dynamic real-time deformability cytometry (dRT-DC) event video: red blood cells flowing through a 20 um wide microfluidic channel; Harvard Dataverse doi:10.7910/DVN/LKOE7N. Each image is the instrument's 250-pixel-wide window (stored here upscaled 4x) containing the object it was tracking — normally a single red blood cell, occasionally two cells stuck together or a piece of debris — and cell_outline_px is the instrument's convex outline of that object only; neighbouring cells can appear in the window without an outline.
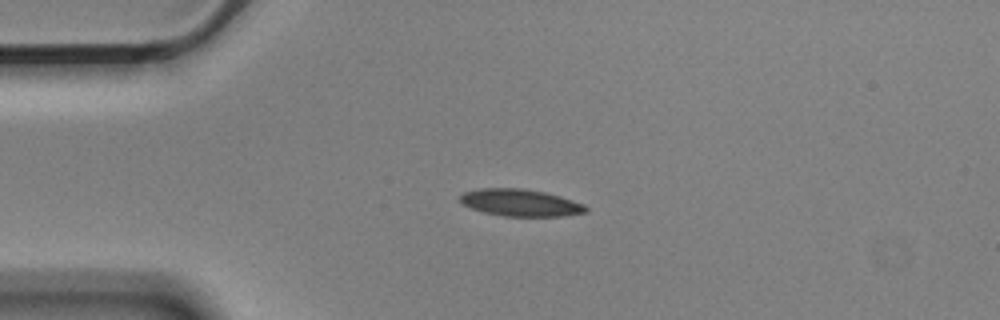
{"species": "Egyptian fruit bat (a non-hibernating species)", "species_latin": "Rousettus aegyptiacus", "temperature_condition": "cold", "stored_images_in_passage": 3, "camera_frame_rate_fps": 3000, "um_per_image_px": 0.085, "animal": {"sex": "male"}, "frame": {"image": 1, "passage_image": 3, "time_ms": 0.667, "image_size_px": [1000, 320], "cell_outline_px": [[588, 212], [564, 216], [504, 216], [484, 212], [472, 208], [464, 204], [460, 200], [460, 196], [464, 192], [480, 188], [524, 188], [544, 192], [560, 196], [584, 204], [588, 208]], "centroid_in_image_um": [44.27, 17.23], "position_along_channel_um": 40.7, "area_um2": 19.77}}